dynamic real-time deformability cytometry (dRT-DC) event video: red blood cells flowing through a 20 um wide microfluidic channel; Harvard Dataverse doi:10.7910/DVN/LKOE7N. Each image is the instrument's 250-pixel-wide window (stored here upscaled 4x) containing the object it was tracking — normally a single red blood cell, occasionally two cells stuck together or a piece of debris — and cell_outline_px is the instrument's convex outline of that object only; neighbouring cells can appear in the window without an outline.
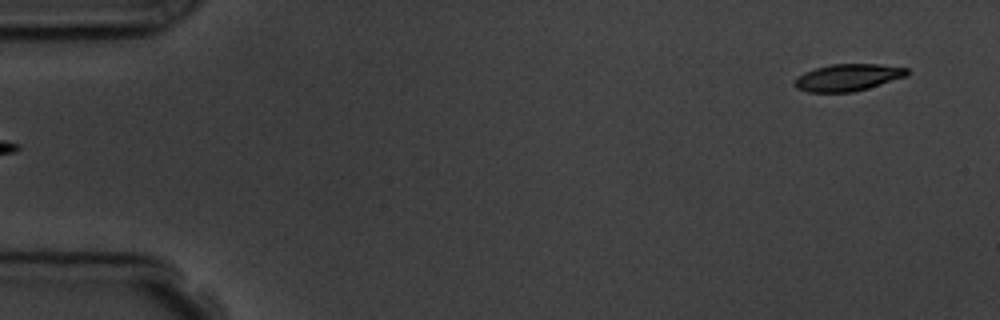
{"species": "common noctule bat (a hibernating species)", "species_latin": "Nyctalus noctula", "temperature_condition": "room temperature", "stored_images_in_passage": 3, "segment_of_instrument_passage": [2, 2], "camera_frame_rate_fps": 3000, "um_per_image_px": 0.085, "animal": {"sex": "male", "body_mass_g": 19.5, "forearm_length_mm": 54.6}, "frame": {"image": 1, "passage_image": 3, "time_ms": 2.333, "image_size_px": [1000, 320], "cell_outline_px": [[908, 76], [868, 88], [852, 92], [808, 92], [796, 88], [792, 84], [792, 80], [804, 72], [816, 68], [832, 64], [880, 64], [908, 68]], "centroid_in_image_um": [72.04, 6.58], "position_along_channel_um": 13.0, "area_um2": 17.8}}